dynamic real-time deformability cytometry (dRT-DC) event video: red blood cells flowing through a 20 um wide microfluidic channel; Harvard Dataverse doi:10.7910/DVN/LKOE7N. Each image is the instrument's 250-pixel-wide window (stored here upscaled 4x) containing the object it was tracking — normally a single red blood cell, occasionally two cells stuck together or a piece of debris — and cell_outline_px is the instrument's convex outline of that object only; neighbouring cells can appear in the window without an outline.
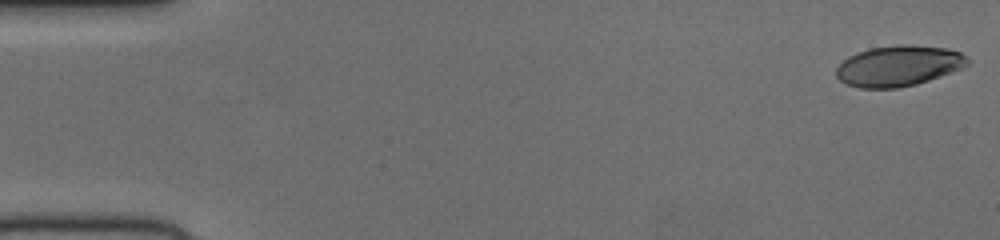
{"species": "human", "species_latin": "Homo sapiens", "temperature_condition": "cold", "stored_images_in_passage": 51, "camera_frame_rate_fps": 3000, "um_per_image_px": 0.085, "donor": {"sex": "female"}, "frame": {"image": 1, "passage_image": 1, "time_ms": 0.0, "image_size_px": [1000, 240], "cell_outline_px": [[968, 64], [960, 68], [928, 80], [916, 84], [896, 88], [860, 88], [848, 84], [840, 80], [836, 76], [836, 68], [848, 56], [872, 48], [900, 44], [912, 44], [944, 48], [960, 52], [968, 60]], "centroid_in_image_um": [76.35, 5.59], "position_along_channel_um": 8.7, "area_um2": 30.63}}
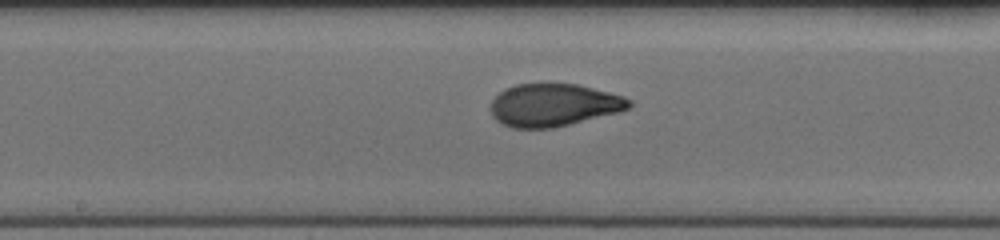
{"frame": {"image": 2, "passage_image": 27, "time_ms": 8.667, "image_size_px": [1000, 240], "cell_outline_px": [[632, 104], [628, 108], [620, 112], [552, 128], [512, 128], [496, 120], [492, 116], [492, 100], [504, 88], [516, 84], [576, 84], [624, 96], [632, 100]], "centroid_in_image_um": [47.07, 8.93], "position_along_channel_um": 201.1, "area_um2": 34.22}}
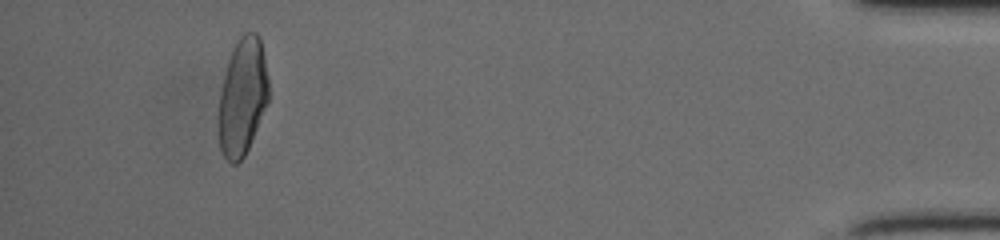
{"frame": {"image": 3, "passage_image": 48, "time_ms": 15.667, "image_size_px": [1000, 240], "cell_outline_px": [[268, 100], [248, 148], [244, 156], [236, 164], [232, 164], [224, 156], [220, 148], [216, 116], [220, 92], [228, 60], [232, 48], [240, 36], [244, 32], [256, 32], [260, 36], [264, 56], [268, 80]], "centroid_in_image_um": [20.58, 8.21], "position_along_channel_um": 414.6, "area_um2": 34.33}}